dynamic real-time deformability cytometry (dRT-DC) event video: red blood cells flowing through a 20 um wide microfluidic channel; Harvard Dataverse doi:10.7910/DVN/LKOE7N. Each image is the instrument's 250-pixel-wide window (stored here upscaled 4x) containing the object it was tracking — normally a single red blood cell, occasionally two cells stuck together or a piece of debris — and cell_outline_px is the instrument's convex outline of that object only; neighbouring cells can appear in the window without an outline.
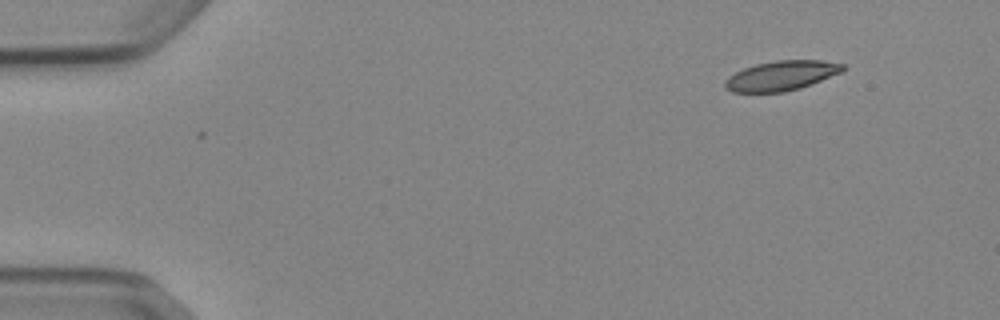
{"species": "Egyptian fruit bat (a non-hibernating species)", "species_latin": "Rousettus aegyptiacus", "temperature_condition": "cold", "stored_images_in_passage": 2, "camera_frame_rate_fps": 3000, "um_per_image_px": 0.085, "animal": {"sex": "female"}, "frame": {"image": 1, "passage_image": 1, "time_ms": 0.0, "image_size_px": [1000, 320], "cell_outline_px": [[848, 68], [840, 72], [812, 84], [800, 88], [784, 92], [732, 92], [724, 88], [724, 80], [728, 76], [744, 68], [756, 64], [776, 60], [820, 60], [844, 64]], "centroid_in_image_um": [66.4, 6.43], "position_along_channel_um": 18.6, "area_um2": 20.46}}